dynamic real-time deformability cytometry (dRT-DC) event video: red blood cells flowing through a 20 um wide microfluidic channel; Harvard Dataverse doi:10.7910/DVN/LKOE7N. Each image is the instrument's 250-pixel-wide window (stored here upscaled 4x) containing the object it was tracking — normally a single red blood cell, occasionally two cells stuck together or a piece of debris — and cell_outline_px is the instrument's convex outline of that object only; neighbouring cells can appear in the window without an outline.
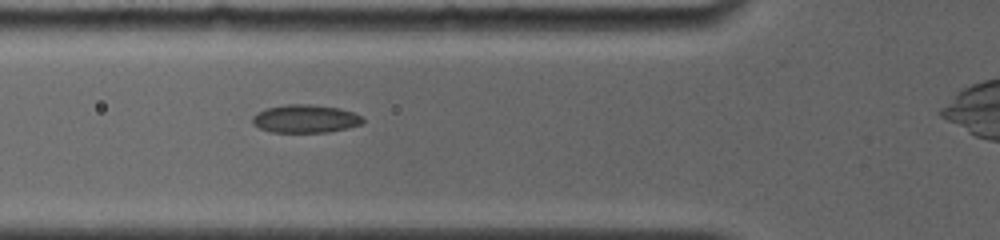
{"species": "common noctule bat (a hibernating species)", "species_latin": "Nyctalus noctula", "temperature_condition": "room temperature", "stored_images_in_passage": 26, "camera_frame_rate_fps": 4000, "um_per_image_px": 0.085, "animal": {"sex": "female", "body_mass_g": 19.0, "forearm_length_mm": 56.7}, "frame": {"image": 1, "passage_image": 3, "time_ms": 1.5, "image_size_px": [1000, 240], "cell_outline_px": [[364, 124], [348, 128], [328, 132], [272, 132], [260, 128], [252, 124], [252, 116], [256, 112], [264, 108], [288, 104], [308, 104], [340, 108], [352, 112], [360, 116], [364, 120]], "centroid_in_image_um": [25.93, 10.09], "position_along_channel_um": 99.9, "area_um2": 18.21}}
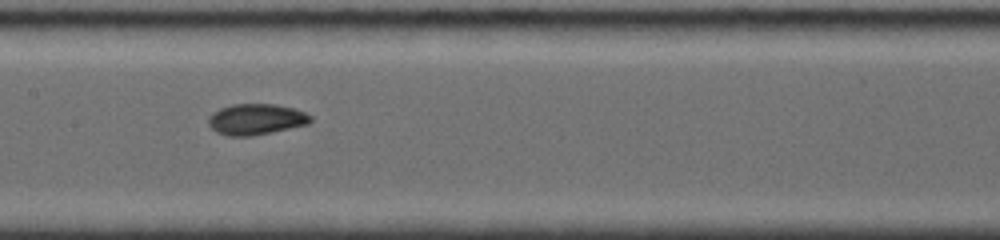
{"frame": {"image": 2, "passage_image": 7, "time_ms": 3.75, "image_size_px": [1000, 240], "cell_outline_px": [[312, 120], [308, 124], [272, 132], [252, 136], [228, 136], [216, 132], [208, 124], [208, 120], [220, 108], [232, 104], [276, 104], [292, 108], [304, 112], [312, 116]], "centroid_in_image_um": [21.78, 10.14], "position_along_channel_um": 185.6, "area_um2": 18.26}}
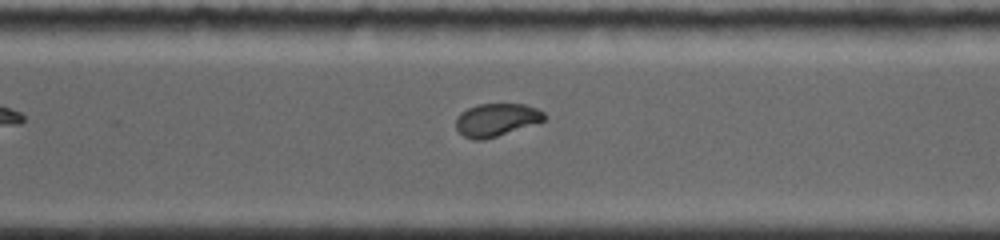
{"frame": {"image": 3, "passage_image": 16, "time_ms": 7.5, "image_size_px": [1000, 240], "cell_outline_px": [[548, 116], [540, 124], [484, 140], [476, 140], [464, 136], [456, 128], [456, 120], [460, 112], [468, 108], [480, 104], [524, 104], [536, 108], [544, 112]], "centroid_in_image_um": [42.26, 10.2], "position_along_channel_um": 328.3, "area_um2": 17.22}, "authors_computed_cell_mechanics": {"area_um2": 17.6579, "velocity_mm_per_s": 3.83, "shape_relaxation_time_tau1_ms": 9.5453, "shape_relaxation_time_tau2_ms": 1.3662, "deformation_change_tau1": 0.1787, "deformation_change_tau2": 0.0417}}